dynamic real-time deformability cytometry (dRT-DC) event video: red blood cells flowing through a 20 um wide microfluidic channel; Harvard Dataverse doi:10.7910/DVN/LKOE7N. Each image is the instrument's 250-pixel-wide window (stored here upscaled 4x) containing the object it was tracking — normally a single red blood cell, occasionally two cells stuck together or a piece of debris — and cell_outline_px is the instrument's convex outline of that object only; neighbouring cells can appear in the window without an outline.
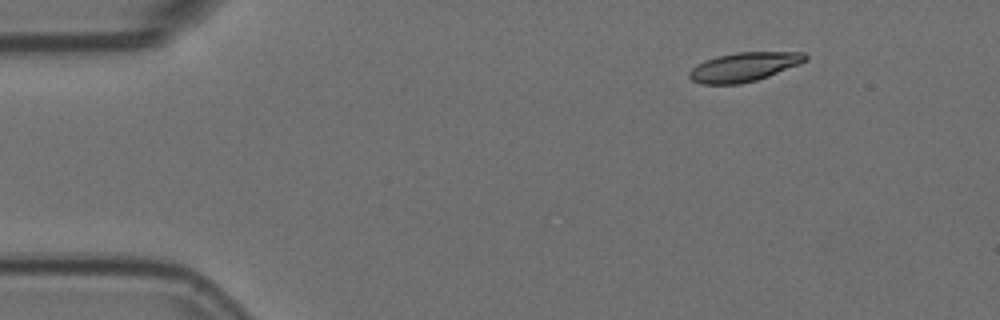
{"species": "Egyptian fruit bat (a non-hibernating species)", "species_latin": "Rousettus aegyptiacus", "temperature_condition": "room temperature", "stored_images_in_passage": 5, "camera_frame_rate_fps": 3000, "um_per_image_px": 0.085, "animal": {"sex": "female"}, "frame": {"image": 1, "passage_image": 2, "time_ms": 0.333, "image_size_px": [1000, 320], "cell_outline_px": [[808, 60], [800, 64], [768, 76], [756, 80], [740, 84], [700, 84], [692, 80], [688, 76], [688, 72], [696, 64], [704, 60], [736, 52], [804, 52], [808, 56]], "centroid_in_image_um": [63.24, 5.69], "position_along_channel_um": 21.8, "area_um2": 19.71}}